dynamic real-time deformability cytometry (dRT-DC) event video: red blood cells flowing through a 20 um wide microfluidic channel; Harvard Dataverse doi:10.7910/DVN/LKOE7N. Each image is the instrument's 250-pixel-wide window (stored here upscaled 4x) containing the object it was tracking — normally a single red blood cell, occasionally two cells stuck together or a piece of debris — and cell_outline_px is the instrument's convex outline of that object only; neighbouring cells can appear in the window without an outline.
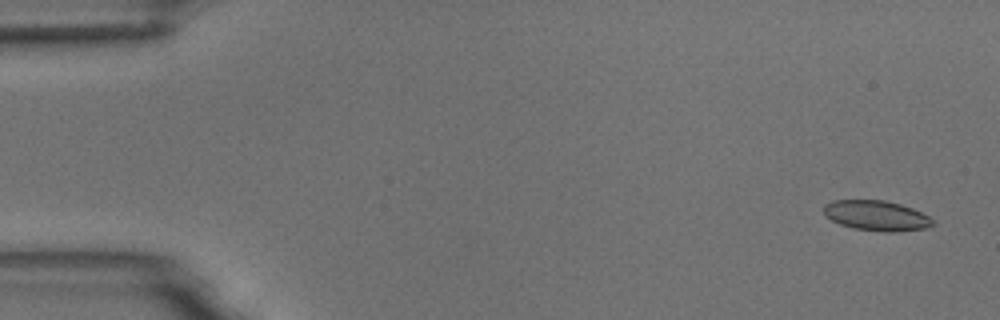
{"species": "common noctule bat (a hibernating species)", "species_latin": "Nyctalus noctula", "temperature_condition": "room temperature", "stored_images_in_passage": 6, "segment_of_instrument_passage": [1, 2], "camera_frame_rate_fps": 3000, "um_per_image_px": 0.085, "animal": {"sex": "male", "body_mass_g": 18.8}, "frame": {"image": 1, "passage_image": 1, "time_ms": 0.0, "image_size_px": [1000, 320], "cell_outline_px": [[936, 224], [928, 228], [896, 232], [884, 232], [852, 228], [840, 224], [832, 220], [824, 212], [824, 204], [832, 200], [884, 200], [900, 204], [912, 208], [928, 216]], "centroid_in_image_um": [74.52, 18.33], "position_along_channel_um": 10.5, "area_um2": 19.19}}
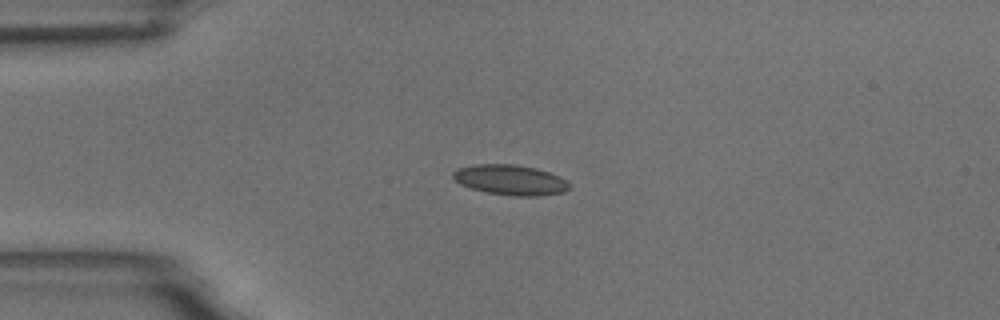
{"frame": {"image": 2, "passage_image": 4, "time_ms": 3.667, "image_size_px": [1000, 320], "cell_outline_px": [[572, 188], [564, 192], [540, 196], [512, 196], [484, 192], [460, 184], [452, 176], [452, 172], [456, 168], [472, 164], [512, 164], [536, 168], [560, 176], [568, 180], [572, 184]], "centroid_in_image_um": [43.41, 15.3], "position_along_channel_um": 41.6, "area_um2": 20.87}}